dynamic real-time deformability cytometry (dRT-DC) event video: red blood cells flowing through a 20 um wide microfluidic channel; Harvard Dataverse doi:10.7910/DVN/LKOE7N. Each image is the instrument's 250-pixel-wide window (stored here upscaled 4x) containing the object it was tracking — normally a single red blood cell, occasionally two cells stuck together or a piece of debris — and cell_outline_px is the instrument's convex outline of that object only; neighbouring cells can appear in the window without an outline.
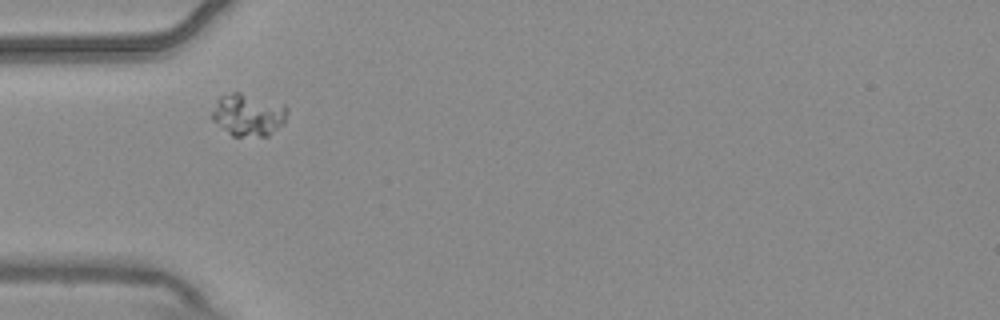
{"species": "common noctule bat (a hibernating species)", "species_latin": "Nyctalus noctula", "temperature_condition": "warm", "stored_images_in_passage": 2, "camera_frame_rate_fps": 3000, "um_per_image_px": 0.085, "animal": {"sex": "male", "body_mass_g": 20.4}, "frame": {"image": 1, "passage_image": 1, "time_ms": 0.0, "image_size_px": [1000, 320], "cell_outline_px": [[288, 112], [284, 124], [268, 136], [232, 136], [212, 120], [212, 112], [216, 100], [220, 96], [232, 92], [240, 92], [284, 104], [288, 108]], "centroid_in_image_um": [21.12, 9.76], "position_along_channel_um": 63.9, "area_um2": 18.73}}